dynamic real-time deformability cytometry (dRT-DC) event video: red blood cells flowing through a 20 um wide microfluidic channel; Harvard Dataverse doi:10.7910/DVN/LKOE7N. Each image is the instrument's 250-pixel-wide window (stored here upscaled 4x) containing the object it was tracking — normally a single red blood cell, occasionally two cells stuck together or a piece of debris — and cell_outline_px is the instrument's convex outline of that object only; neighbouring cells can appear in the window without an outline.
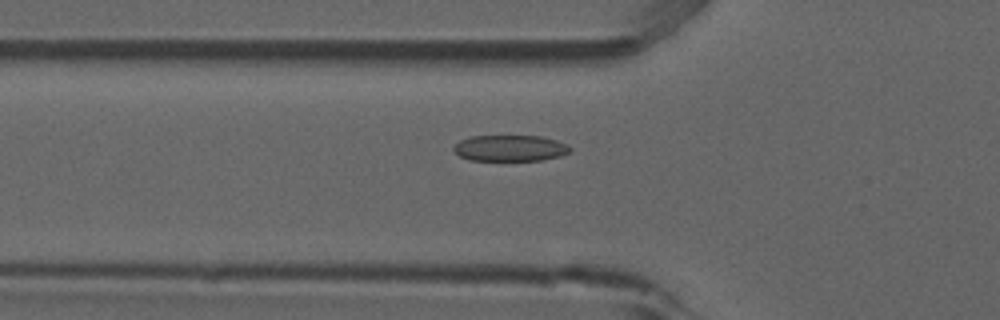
{"species": "common noctule bat (a hibernating species)", "species_latin": "Nyctalus noctula", "temperature_condition": "room temperature", "stored_images_in_passage": 43, "camera_frame_rate_fps": 3000, "um_per_image_px": 0.085, "animal": {"sex": "male", "forearm_length_mm": 52.5}, "frame": {"image": 1, "passage_image": 8, "time_ms": 2.333, "image_size_px": [1000, 320], "cell_outline_px": [[572, 152], [560, 156], [540, 160], [468, 160], [460, 156], [452, 148], [460, 140], [468, 136], [540, 136], [556, 140], [568, 144], [572, 148]], "centroid_in_image_um": [43.38, 12.59], "position_along_channel_um": 82.4, "area_um2": 17.8}}
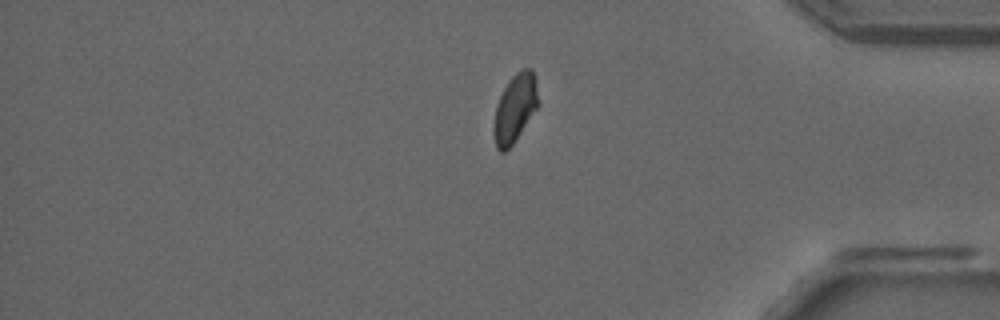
{"frame": {"image": 2, "passage_image": 34, "time_ms": 11.0, "image_size_px": [1000, 320], "cell_outline_px": [[540, 104], [512, 144], [504, 152], [500, 152], [496, 148], [492, 132], [492, 124], [496, 108], [500, 96], [504, 88], [512, 76], [516, 72], [524, 68], [532, 68], [536, 76]], "centroid_in_image_um": [43.78, 9.18], "position_along_channel_um": 391.4, "area_um2": 17.92}}
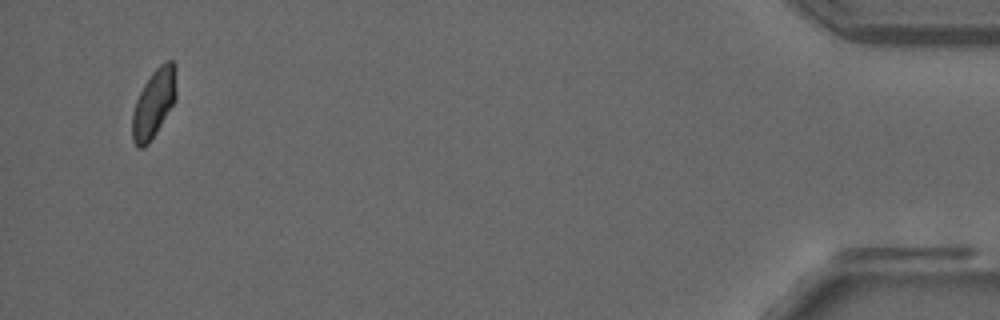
{"frame": {"image": 3, "passage_image": 41, "time_ms": 13.333, "image_size_px": [1000, 320], "cell_outline_px": [[176, 100], [156, 132], [148, 144], [144, 148], [136, 148], [132, 140], [132, 112], [136, 100], [144, 84], [152, 72], [160, 64], [168, 60], [172, 60], [176, 64]], "centroid_in_image_um": [13.08, 8.78], "position_along_channel_um": 422.1, "area_um2": 17.74}, "authors_computed_cell_mechanics": {"area_um2": 17.918, "velocity_mm_per_s": 3.8318, "shape_relaxation_time_tau1_ms": 6.866, "shape_relaxation_time_tau2_ms": 1.7323, "deformation_change_tau1": 0.1592, "deformation_change_tau2": 0.0526}}